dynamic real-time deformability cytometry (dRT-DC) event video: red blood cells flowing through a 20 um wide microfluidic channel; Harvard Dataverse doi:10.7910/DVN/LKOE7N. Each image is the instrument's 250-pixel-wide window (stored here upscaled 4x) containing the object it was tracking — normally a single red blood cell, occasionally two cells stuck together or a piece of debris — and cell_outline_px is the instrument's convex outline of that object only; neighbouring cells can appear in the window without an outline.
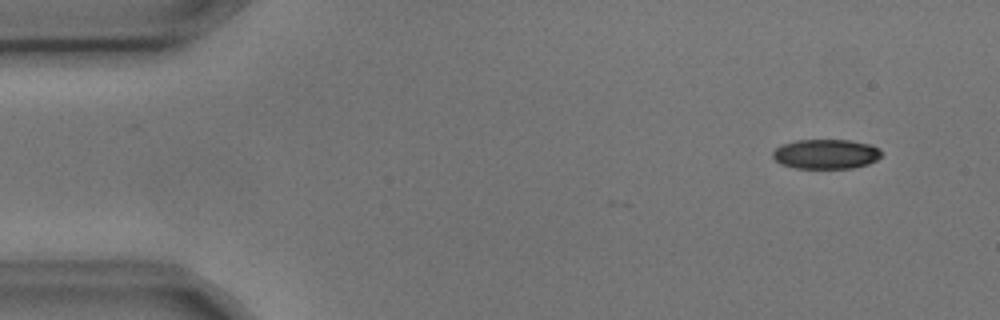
{"species": "common noctule bat (a hibernating species)", "species_latin": "Nyctalus noctula", "temperature_condition": "cold", "stored_images_in_passage": 4, "camera_frame_rate_fps": 3000, "um_per_image_px": 0.085, "animal": {"sex": "male", "body_mass_g": 17.9, "forearm_length_mm": 54.2}, "frame": {"image": 1, "passage_image": 1, "time_ms": 0.0, "image_size_px": [1000, 320], "cell_outline_px": [[880, 156], [876, 160], [868, 164], [852, 168], [796, 168], [780, 164], [772, 156], [772, 152], [776, 148], [784, 144], [796, 140], [848, 140], [872, 144], [880, 148]], "centroid_in_image_um": [70.21, 13.09], "position_along_channel_um": 14.8, "area_um2": 18.79}}